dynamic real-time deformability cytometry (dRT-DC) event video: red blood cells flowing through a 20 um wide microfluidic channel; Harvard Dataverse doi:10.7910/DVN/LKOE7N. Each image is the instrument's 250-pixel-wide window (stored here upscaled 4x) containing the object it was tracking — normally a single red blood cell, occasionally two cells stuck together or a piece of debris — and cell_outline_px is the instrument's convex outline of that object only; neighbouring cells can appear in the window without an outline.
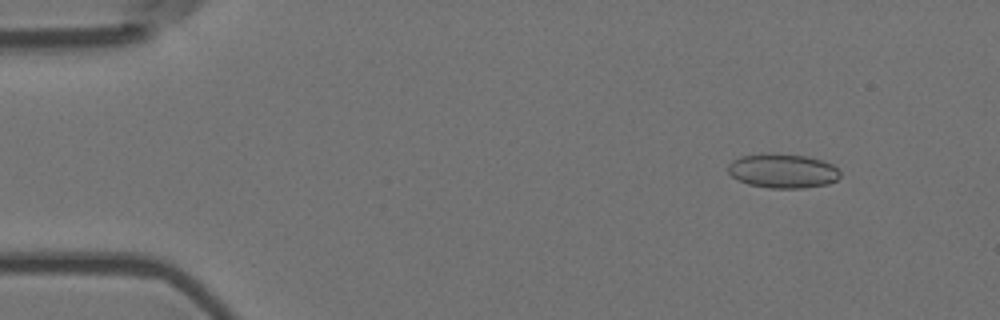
{"species": "Egyptian fruit bat (a non-hibernating species)", "species_latin": "Rousettus aegyptiacus", "temperature_condition": "room temperature", "stored_images_in_passage": 50, "camera_frame_rate_fps": 3000, "um_per_image_px": 0.085, "animal": {"sex": "female"}, "frame": {"image": 1, "passage_image": 1, "time_ms": 0.0, "image_size_px": [1000, 320], "cell_outline_px": [[840, 176], [836, 180], [828, 184], [804, 188], [768, 188], [748, 184], [732, 176], [728, 172], [728, 164], [732, 160], [740, 156], [772, 152], [808, 156], [824, 160], [832, 164], [840, 172]], "centroid_in_image_um": [66.54, 14.51], "position_along_channel_um": 18.5, "area_um2": 22.72}}
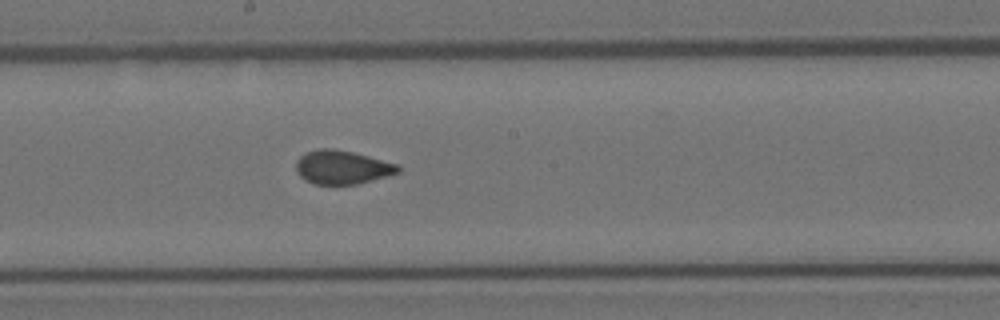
{"frame": {"image": 2, "passage_image": 25, "time_ms": 8.0, "image_size_px": [1000, 320], "cell_outline_px": [[400, 172], [356, 184], [316, 184], [304, 180], [296, 172], [296, 160], [300, 156], [308, 152], [320, 148], [332, 148], [352, 152], [368, 156], [396, 164], [400, 168]], "centroid_in_image_um": [29.04, 14.21], "position_along_channel_um": 219.2, "area_um2": 19.77}}
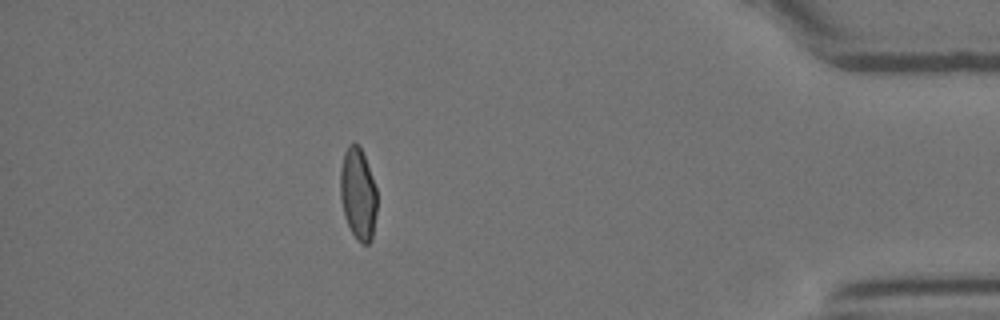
{"frame": {"image": 3, "passage_image": 44, "time_ms": 14.333, "image_size_px": [1000, 320], "cell_outline_px": [[376, 212], [372, 240], [368, 244], [360, 244], [356, 240], [344, 216], [340, 200], [340, 168], [344, 152], [348, 144], [360, 144], [376, 188]], "centroid_in_image_um": [30.42, 16.49], "position_along_channel_um": 404.8, "area_um2": 19.83}, "authors_computed_cell_mechanics": {"area_um2": 20.5768, "velocity_mm_per_s": 3.663, "shape_relaxation_time_tau1_ms": null, "shape_relaxation_time_tau2_ms": 1.0052, "deformation_change_tau1": null, "deformation_change_tau2": 0.0448}}